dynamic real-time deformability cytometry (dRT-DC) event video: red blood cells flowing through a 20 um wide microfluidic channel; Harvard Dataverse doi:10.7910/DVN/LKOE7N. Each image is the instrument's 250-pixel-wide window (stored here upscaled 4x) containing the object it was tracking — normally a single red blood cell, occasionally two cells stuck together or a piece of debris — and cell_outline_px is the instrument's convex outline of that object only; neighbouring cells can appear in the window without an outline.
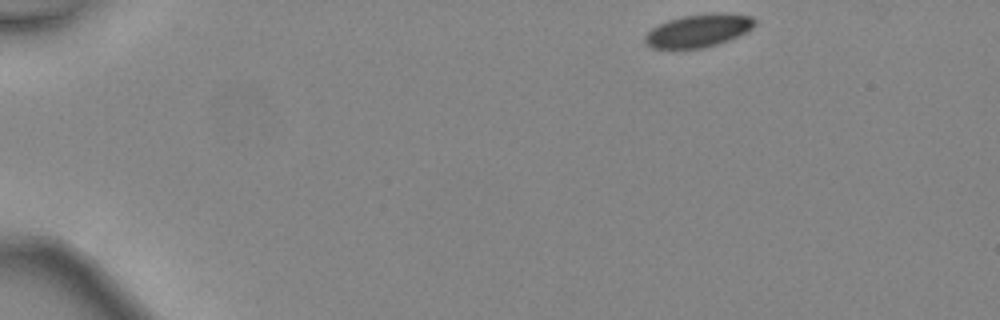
{"species": "common noctule bat (a hibernating species)", "species_latin": "Nyctalus noctula", "temperature_condition": "warm", "stored_images_in_passage": 8, "camera_frame_rate_fps": 3000, "um_per_image_px": 0.085, "animal": {"sex": "female", "body_mass_g": 24.6, "forearm_length_mm": 56.2}, "frame": {"image": 1, "passage_image": 1, "time_ms": 0.0, "image_size_px": [1000, 320], "cell_outline_px": [[756, 24], [744, 32], [728, 40], [704, 48], [652, 48], [644, 44], [644, 36], [652, 28], [668, 20], [684, 16], [752, 16], [756, 20]], "centroid_in_image_um": [59.26, 2.67], "position_along_channel_um": 25.7, "area_um2": 19.83}}